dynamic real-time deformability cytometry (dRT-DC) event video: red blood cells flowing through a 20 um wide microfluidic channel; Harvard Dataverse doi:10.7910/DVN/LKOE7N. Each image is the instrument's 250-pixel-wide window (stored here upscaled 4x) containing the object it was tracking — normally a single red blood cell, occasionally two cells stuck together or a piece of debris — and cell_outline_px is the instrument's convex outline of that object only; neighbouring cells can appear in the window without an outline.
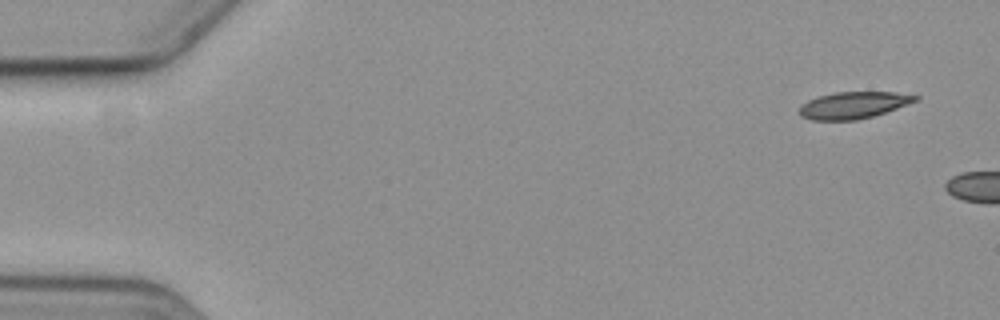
{"species": "common noctule bat (a hibernating species)", "species_latin": "Nyctalus noctula", "temperature_condition": "cold", "stored_images_in_passage": 4, "camera_frame_rate_fps": 3000, "um_per_image_px": 0.085, "animal": {"sex": "female", "body_mass_g": 19.3, "forearm_length_mm": 54.1}, "frame": {"image": 1, "passage_image": 1, "time_ms": 0.0, "image_size_px": [1000, 320], "cell_outline_px": [[920, 96], [916, 100], [896, 108], [872, 116], [856, 120], [812, 120], [800, 116], [800, 108], [808, 100], [820, 96], [836, 92], [896, 92]], "centroid_in_image_um": [72.53, 8.94], "position_along_channel_um": 12.5, "area_um2": 17.74}}